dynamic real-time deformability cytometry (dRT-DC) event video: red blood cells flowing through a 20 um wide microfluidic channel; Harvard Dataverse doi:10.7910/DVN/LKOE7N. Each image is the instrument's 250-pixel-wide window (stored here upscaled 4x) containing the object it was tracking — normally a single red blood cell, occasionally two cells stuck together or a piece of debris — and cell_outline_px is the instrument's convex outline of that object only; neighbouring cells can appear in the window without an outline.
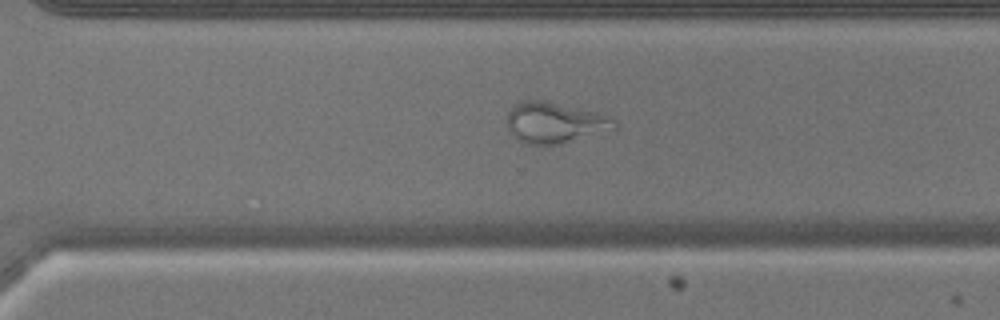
{"species": "common noctule bat (a hibernating species)", "species_latin": "Nyctalus noctula", "temperature_condition": "warm", "stored_images_in_passage": 24, "camera_frame_rate_fps": 3000, "um_per_image_px": 0.085, "animal": {"sex": "male", "body_mass_g": 17.9}, "frame": {"image": 1, "passage_image": 17, "time_ms": 5.333, "image_size_px": [1000, 320], "cell_outline_px": [[616, 132], [560, 144], [524, 144], [516, 140], [508, 132], [508, 112], [516, 104], [528, 100], [536, 100], [592, 112], [616, 120]], "centroid_in_image_um": [47.19, 10.5], "position_along_channel_um": 323.4, "area_um2": 25.49}}